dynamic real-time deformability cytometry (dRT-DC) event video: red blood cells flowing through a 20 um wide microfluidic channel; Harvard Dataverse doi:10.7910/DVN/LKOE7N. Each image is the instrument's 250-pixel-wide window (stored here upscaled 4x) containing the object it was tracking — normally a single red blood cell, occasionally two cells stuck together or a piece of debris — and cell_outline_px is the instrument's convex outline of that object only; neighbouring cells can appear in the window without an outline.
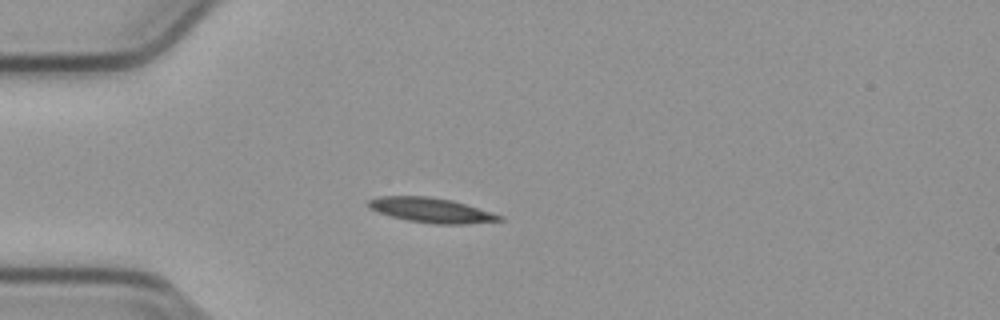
{"species": "common noctule bat (a hibernating species)", "species_latin": "Nyctalus noctula", "temperature_condition": "cold", "stored_images_in_passage": 40, "camera_frame_rate_fps": 3000, "um_per_image_px": 0.085, "animal": {"sex": "male", "body_mass_g": 23.1, "forearm_length_mm": 52.7}, "frame": {"image": 1, "passage_image": 1, "time_ms": 0.0, "image_size_px": [1000, 320], "cell_outline_px": [[504, 220], [468, 224], [432, 224], [408, 220], [392, 216], [368, 208], [364, 204], [368, 200], [376, 196], [428, 196], [452, 200], [492, 212], [504, 216]], "centroid_in_image_um": [36.64, 17.86], "position_along_channel_um": 48.4, "area_um2": 19.07}}
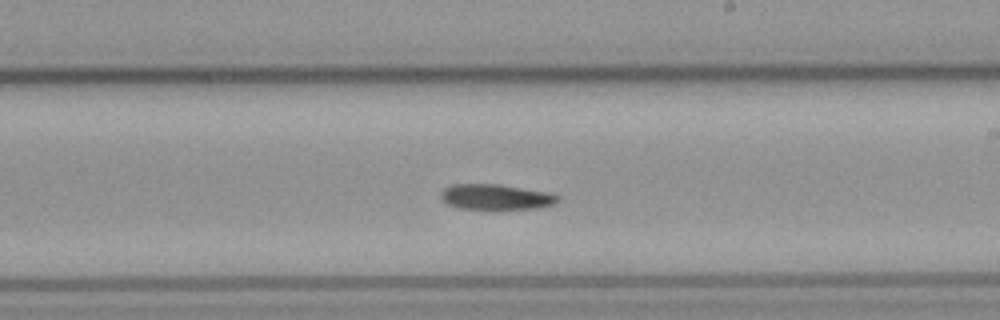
{"frame": {"image": 2, "passage_image": 18, "time_ms": 5.667, "image_size_px": [1000, 320], "cell_outline_px": [[560, 200], [552, 204], [540, 208], [496, 212], [460, 208], [448, 204], [440, 196], [440, 192], [444, 188], [452, 184], [496, 184], [552, 192], [560, 196]], "centroid_in_image_um": [42.2, 16.79], "position_along_channel_um": 246.8, "area_um2": 18.32}}
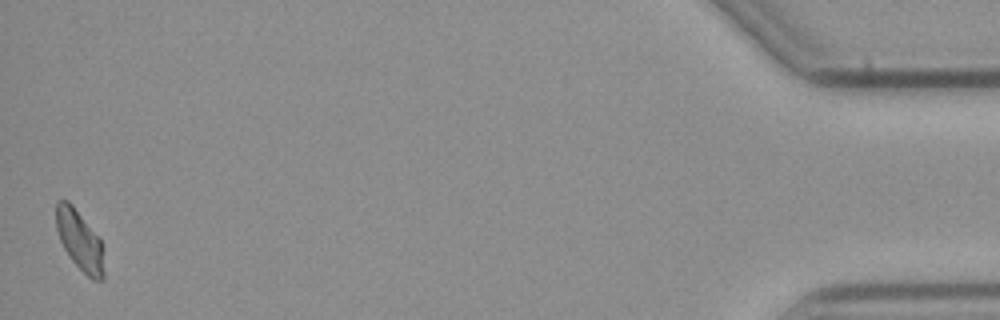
{"frame": {"image": 3, "passage_image": 40, "time_ms": 13.0, "image_size_px": [1000, 320], "cell_outline_px": [[104, 280], [92, 280], [72, 260], [64, 248], [60, 240], [56, 228], [56, 200], [68, 200], [72, 204], [100, 240], [104, 272]], "centroid_in_image_um": [6.75, 20.43], "position_along_channel_um": 428.5, "area_um2": 16.3}}